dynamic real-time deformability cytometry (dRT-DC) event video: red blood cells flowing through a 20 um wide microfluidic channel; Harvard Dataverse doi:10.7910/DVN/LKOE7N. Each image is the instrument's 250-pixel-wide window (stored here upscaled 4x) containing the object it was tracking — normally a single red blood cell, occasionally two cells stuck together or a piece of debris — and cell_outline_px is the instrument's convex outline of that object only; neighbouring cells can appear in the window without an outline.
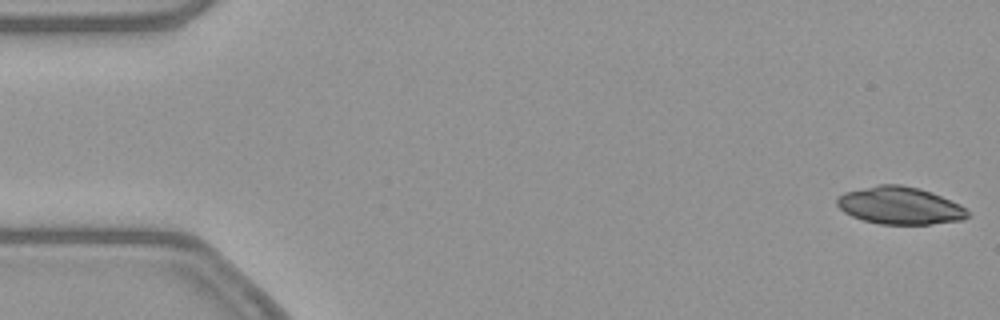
{"species": "common noctule bat (a hibernating species)", "species_latin": "Nyctalus noctula", "temperature_condition": "warm", "stored_images_in_passage": 12, "camera_frame_rate_fps": 3000, "um_per_image_px": 0.085, "animal": {"sex": "female", "body_mass_g": 21.9}, "frame": {"image": 1, "passage_image": 1, "time_ms": 0.0, "image_size_px": [1000, 320], "cell_outline_px": [[968, 216], [964, 220], [932, 224], [880, 224], [864, 220], [852, 216], [844, 212], [836, 204], [836, 200], [844, 192], [876, 184], [900, 184], [920, 188], [932, 192], [960, 204], [968, 212]], "centroid_in_image_um": [76.49, 17.47], "position_along_channel_um": 8.5, "area_um2": 28.61}}